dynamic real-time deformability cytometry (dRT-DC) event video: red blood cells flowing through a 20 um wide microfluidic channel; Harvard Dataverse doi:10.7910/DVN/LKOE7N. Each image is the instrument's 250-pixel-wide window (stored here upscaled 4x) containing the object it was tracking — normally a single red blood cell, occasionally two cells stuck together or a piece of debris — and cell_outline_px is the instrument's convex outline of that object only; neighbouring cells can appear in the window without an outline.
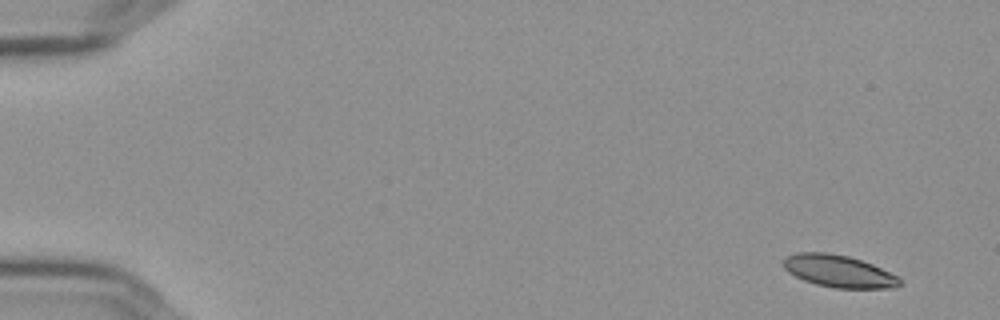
{"species": "Egyptian fruit bat (a non-hibernating species)", "species_latin": "Rousettus aegyptiacus", "temperature_condition": "cold", "stored_images_in_passage": 56, "segment_of_instrument_passage": [1, 2], "camera_frame_rate_fps": 3000, "um_per_image_px": 0.085, "frame": {"image": 1, "passage_image": 1, "time_ms": 0.0, "image_size_px": [1000, 320], "cell_outline_px": [[900, 284], [896, 288], [836, 288], [816, 284], [804, 280], [788, 272], [780, 264], [788, 256], [796, 252], [824, 252], [848, 256], [872, 264], [900, 276]], "centroid_in_image_um": [71.3, 23.05], "position_along_channel_um": 13.7, "area_um2": 21.85}}
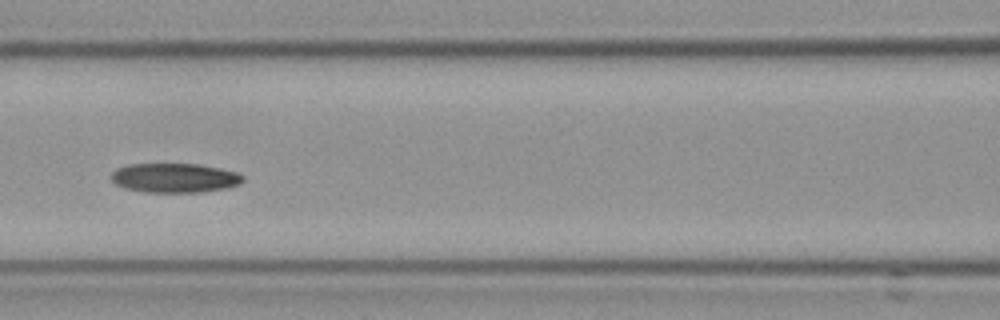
{"frame": {"image": 2, "passage_image": 24, "time_ms": 7.667, "image_size_px": [1000, 320], "cell_outline_px": [[244, 180], [240, 184], [228, 188], [200, 192], [144, 192], [124, 188], [116, 184], [112, 180], [112, 172], [116, 168], [128, 164], [196, 164], [220, 168], [236, 172], [244, 176]], "centroid_in_image_um": [14.85, 15.12], "position_along_channel_um": 151.7, "area_um2": 22.6}}
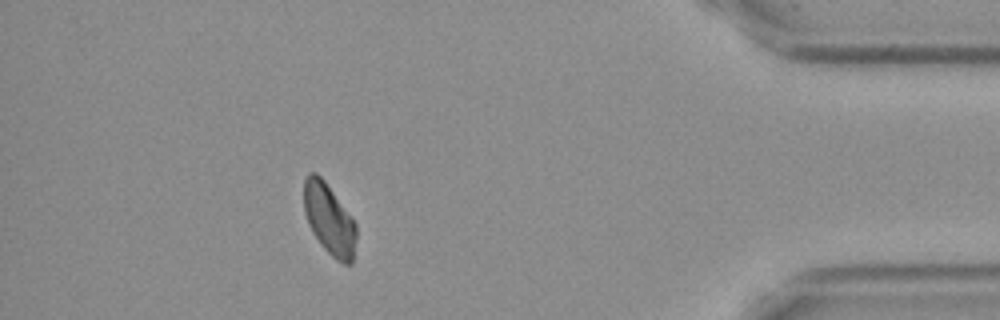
{"frame": {"image": 3, "passage_image": 49, "time_ms": 16.0, "image_size_px": [1000, 320], "cell_outline_px": [[356, 240], [352, 264], [344, 264], [336, 260], [320, 244], [312, 232], [308, 224], [304, 212], [304, 180], [308, 172], [316, 172], [324, 180], [352, 216], [356, 224]], "centroid_in_image_um": [27.98, 18.63], "position_along_channel_um": 407.2, "area_um2": 21.85}}